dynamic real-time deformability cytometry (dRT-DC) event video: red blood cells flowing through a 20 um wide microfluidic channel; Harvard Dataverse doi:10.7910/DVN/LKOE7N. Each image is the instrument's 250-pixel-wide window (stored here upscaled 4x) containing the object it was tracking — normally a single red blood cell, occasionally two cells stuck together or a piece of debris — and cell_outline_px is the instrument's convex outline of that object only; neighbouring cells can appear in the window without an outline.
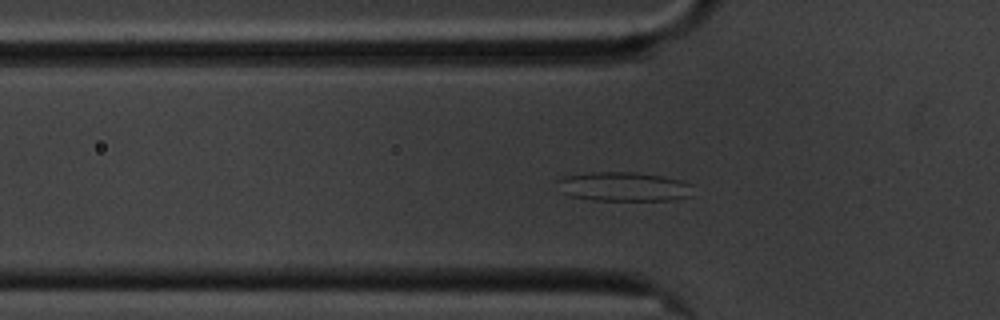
{"species": "common noctule bat (a hibernating species)", "species_latin": "Nyctalus noctula", "temperature_condition": "cold", "stored_images_in_passage": 57, "camera_frame_rate_fps": 3000, "um_per_image_px": 0.085, "animal": {"sex": "male", "body_mass_g": 20.1, "forearm_length_mm": 53.5}, "frame": {"image": 1, "passage_image": 16, "time_ms": 5.0, "image_size_px": [1000, 320], "cell_outline_px": [[692, 196], [668, 200], [592, 200], [572, 196], [560, 192], [556, 180], [564, 176], [588, 172], [636, 172], [664, 176], [684, 180], [692, 184]], "centroid_in_image_um": [53.03, 15.85], "position_along_channel_um": 72.8, "area_um2": 23.41}}
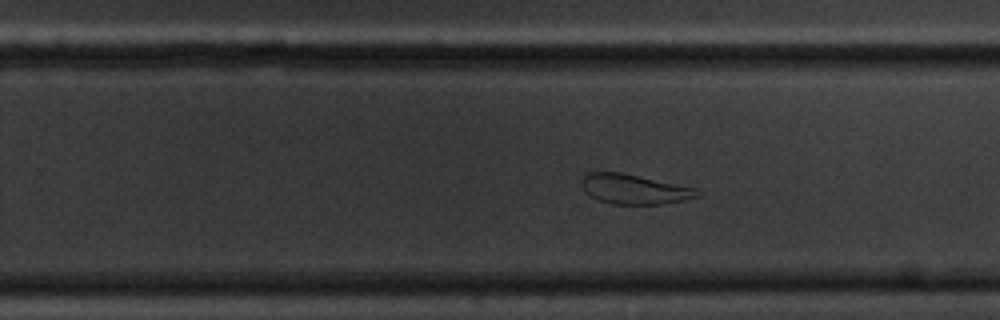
{"frame": {"image": 2, "passage_image": 34, "time_ms": 11.0, "image_size_px": [1000, 320], "cell_outline_px": [[704, 192], [696, 196], [684, 200], [660, 204], [612, 204], [600, 200], [584, 192], [580, 180], [588, 172], [620, 172], [696, 188]], "centroid_in_image_um": [53.9, 16.07], "position_along_channel_um": 275.9, "area_um2": 19.94}}
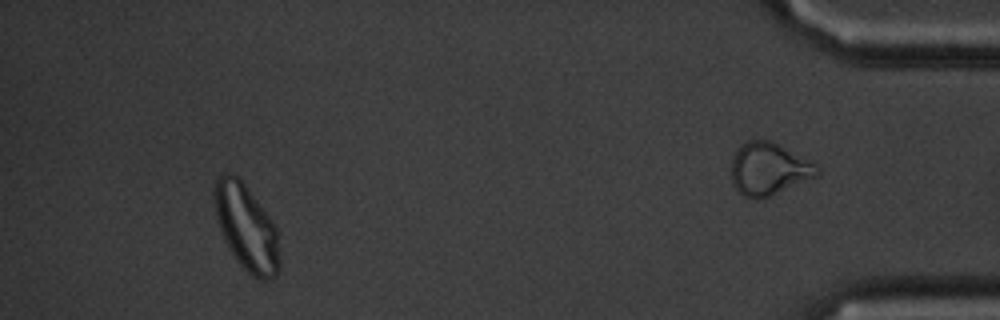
{"frame": {"image": 3, "passage_image": 52, "time_ms": 17.0, "image_size_px": [1000, 320], "cell_outline_px": [[280, 268], [276, 276], [268, 280], [260, 280], [252, 276], [236, 260], [224, 240], [220, 228], [212, 196], [212, 184], [216, 176], [224, 172], [232, 172], [244, 184], [268, 216], [276, 228], [280, 260]], "centroid_in_image_um": [20.91, 19.32], "position_along_channel_um": 414.3, "area_um2": 32.66}, "authors_computed_cell_mechanics": {"area_um2": 26.8192, "velocity_mm_per_s": 3.3807, "shape_relaxation_time_tau1_ms": null, "shape_relaxation_time_tau2_ms": 1.7447, "deformation_change_tau1": null, "deformation_change_tau2": 0.091}}